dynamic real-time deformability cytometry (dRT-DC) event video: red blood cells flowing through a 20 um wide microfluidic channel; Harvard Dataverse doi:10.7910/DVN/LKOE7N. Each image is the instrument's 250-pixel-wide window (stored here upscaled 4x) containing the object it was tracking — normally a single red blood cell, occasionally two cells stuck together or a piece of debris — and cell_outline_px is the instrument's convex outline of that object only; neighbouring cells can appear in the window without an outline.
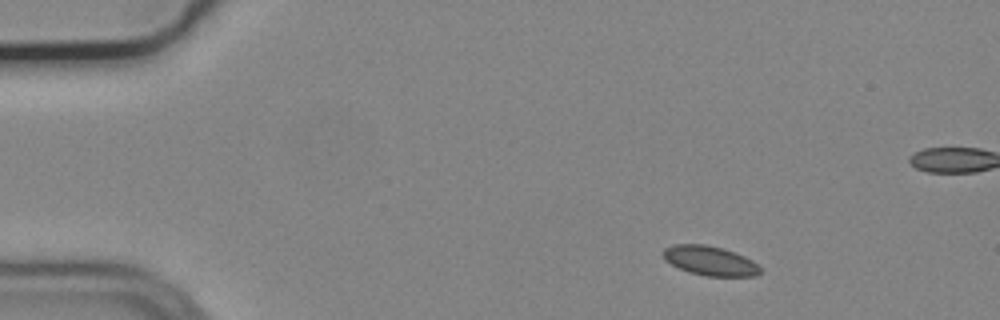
{"species": "common noctule bat (a hibernating species)", "species_latin": "Nyctalus noctula", "temperature_condition": "cold", "stored_images_in_passage": 44, "camera_frame_rate_fps": 3000, "um_per_image_px": 0.085, "animal": {"sex": "male", "body_mass_g": 19.2, "forearm_length_mm": 51.8}, "frame": {"image": 1, "passage_image": 1, "time_ms": 0.0, "image_size_px": [1000, 320], "cell_outline_px": [[760, 272], [756, 276], [708, 276], [688, 272], [664, 260], [660, 252], [664, 248], [672, 244], [704, 244], [724, 248], [744, 256], [752, 260], [760, 268]], "centroid_in_image_um": [60.3, 22.15], "position_along_channel_um": 24.7, "area_um2": 16.76}}
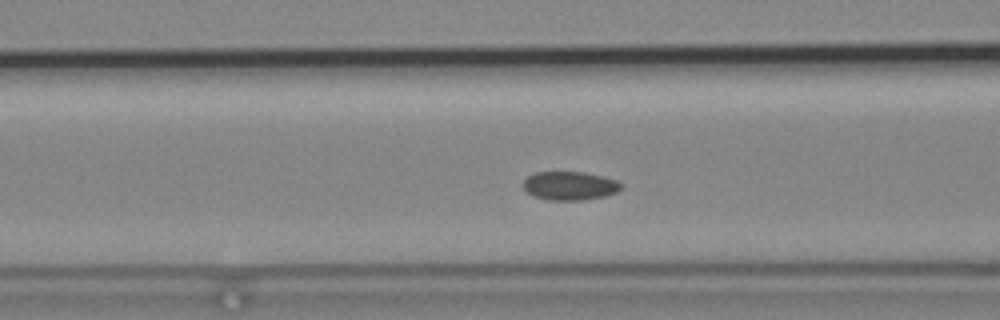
{"frame": {"image": 2, "passage_image": 15, "time_ms": 4.667, "image_size_px": [1000, 320], "cell_outline_px": [[624, 184], [616, 192], [604, 196], [580, 200], [548, 200], [532, 196], [524, 188], [524, 180], [528, 176], [536, 172], [584, 172], [604, 176], [616, 180]], "centroid_in_image_um": [48.44, 15.78], "position_along_channel_um": 118.2, "area_um2": 16.3}}
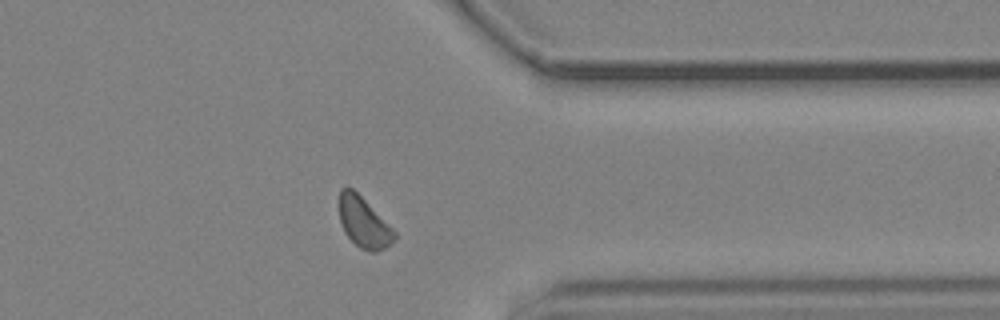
{"frame": {"image": 3, "passage_image": 37, "time_ms": 12.0, "image_size_px": [1000, 320], "cell_outline_px": [[396, 236], [384, 248], [376, 252], [372, 252], [360, 248], [344, 232], [340, 220], [340, 188], [352, 188], [396, 232]], "centroid_in_image_um": [30.9, 18.92], "position_along_channel_um": 380.5, "area_um2": 15.61}}